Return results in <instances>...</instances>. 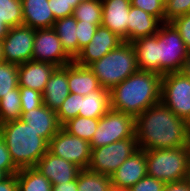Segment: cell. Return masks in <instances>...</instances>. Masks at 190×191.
Instances as JSON below:
<instances>
[{
    "mask_svg": "<svg viewBox=\"0 0 190 191\" xmlns=\"http://www.w3.org/2000/svg\"><path fill=\"white\" fill-rule=\"evenodd\" d=\"M135 137L142 150L190 146V125L160 101L135 117Z\"/></svg>",
    "mask_w": 190,
    "mask_h": 191,
    "instance_id": "cell-1",
    "label": "cell"
},
{
    "mask_svg": "<svg viewBox=\"0 0 190 191\" xmlns=\"http://www.w3.org/2000/svg\"><path fill=\"white\" fill-rule=\"evenodd\" d=\"M162 76L138 70L110 90V108L134 117L159 103Z\"/></svg>",
    "mask_w": 190,
    "mask_h": 191,
    "instance_id": "cell-2",
    "label": "cell"
},
{
    "mask_svg": "<svg viewBox=\"0 0 190 191\" xmlns=\"http://www.w3.org/2000/svg\"><path fill=\"white\" fill-rule=\"evenodd\" d=\"M0 135L19 170L34 167L48 151L49 143L21 119L1 124Z\"/></svg>",
    "mask_w": 190,
    "mask_h": 191,
    "instance_id": "cell-3",
    "label": "cell"
},
{
    "mask_svg": "<svg viewBox=\"0 0 190 191\" xmlns=\"http://www.w3.org/2000/svg\"><path fill=\"white\" fill-rule=\"evenodd\" d=\"M88 67L109 91L139 70L134 46L125 41Z\"/></svg>",
    "mask_w": 190,
    "mask_h": 191,
    "instance_id": "cell-4",
    "label": "cell"
},
{
    "mask_svg": "<svg viewBox=\"0 0 190 191\" xmlns=\"http://www.w3.org/2000/svg\"><path fill=\"white\" fill-rule=\"evenodd\" d=\"M147 175L165 183L185 179L190 146L145 150Z\"/></svg>",
    "mask_w": 190,
    "mask_h": 191,
    "instance_id": "cell-5",
    "label": "cell"
},
{
    "mask_svg": "<svg viewBox=\"0 0 190 191\" xmlns=\"http://www.w3.org/2000/svg\"><path fill=\"white\" fill-rule=\"evenodd\" d=\"M157 34L158 74L181 72L189 51L175 27L163 23Z\"/></svg>",
    "mask_w": 190,
    "mask_h": 191,
    "instance_id": "cell-6",
    "label": "cell"
},
{
    "mask_svg": "<svg viewBox=\"0 0 190 191\" xmlns=\"http://www.w3.org/2000/svg\"><path fill=\"white\" fill-rule=\"evenodd\" d=\"M137 150L136 137L91 148V159L87 169L95 173L111 176Z\"/></svg>",
    "mask_w": 190,
    "mask_h": 191,
    "instance_id": "cell-7",
    "label": "cell"
},
{
    "mask_svg": "<svg viewBox=\"0 0 190 191\" xmlns=\"http://www.w3.org/2000/svg\"><path fill=\"white\" fill-rule=\"evenodd\" d=\"M160 101L190 125V77L182 71L162 75Z\"/></svg>",
    "mask_w": 190,
    "mask_h": 191,
    "instance_id": "cell-8",
    "label": "cell"
},
{
    "mask_svg": "<svg viewBox=\"0 0 190 191\" xmlns=\"http://www.w3.org/2000/svg\"><path fill=\"white\" fill-rule=\"evenodd\" d=\"M131 137H135V117L110 109L99 118L97 130L89 143L91 148H97Z\"/></svg>",
    "mask_w": 190,
    "mask_h": 191,
    "instance_id": "cell-9",
    "label": "cell"
},
{
    "mask_svg": "<svg viewBox=\"0 0 190 191\" xmlns=\"http://www.w3.org/2000/svg\"><path fill=\"white\" fill-rule=\"evenodd\" d=\"M48 150L52 154L76 164L81 169H87L90 163V143L69 134L62 127L49 141Z\"/></svg>",
    "mask_w": 190,
    "mask_h": 191,
    "instance_id": "cell-10",
    "label": "cell"
},
{
    "mask_svg": "<svg viewBox=\"0 0 190 191\" xmlns=\"http://www.w3.org/2000/svg\"><path fill=\"white\" fill-rule=\"evenodd\" d=\"M35 29L19 25L8 29L1 41L5 62L23 64L32 60Z\"/></svg>",
    "mask_w": 190,
    "mask_h": 191,
    "instance_id": "cell-11",
    "label": "cell"
},
{
    "mask_svg": "<svg viewBox=\"0 0 190 191\" xmlns=\"http://www.w3.org/2000/svg\"><path fill=\"white\" fill-rule=\"evenodd\" d=\"M32 60L48 62L56 67H63L73 62L63 49L53 28L35 30Z\"/></svg>",
    "mask_w": 190,
    "mask_h": 191,
    "instance_id": "cell-12",
    "label": "cell"
},
{
    "mask_svg": "<svg viewBox=\"0 0 190 191\" xmlns=\"http://www.w3.org/2000/svg\"><path fill=\"white\" fill-rule=\"evenodd\" d=\"M123 42V39L109 28L98 26L90 43L81 49L73 61L77 65L88 67L111 50L116 49Z\"/></svg>",
    "mask_w": 190,
    "mask_h": 191,
    "instance_id": "cell-13",
    "label": "cell"
},
{
    "mask_svg": "<svg viewBox=\"0 0 190 191\" xmlns=\"http://www.w3.org/2000/svg\"><path fill=\"white\" fill-rule=\"evenodd\" d=\"M52 185L77 179L82 170L76 164L52 154L49 150L34 166Z\"/></svg>",
    "mask_w": 190,
    "mask_h": 191,
    "instance_id": "cell-14",
    "label": "cell"
},
{
    "mask_svg": "<svg viewBox=\"0 0 190 191\" xmlns=\"http://www.w3.org/2000/svg\"><path fill=\"white\" fill-rule=\"evenodd\" d=\"M146 167L145 150L138 149L111 174L113 188L128 190L147 175Z\"/></svg>",
    "mask_w": 190,
    "mask_h": 191,
    "instance_id": "cell-15",
    "label": "cell"
},
{
    "mask_svg": "<svg viewBox=\"0 0 190 191\" xmlns=\"http://www.w3.org/2000/svg\"><path fill=\"white\" fill-rule=\"evenodd\" d=\"M101 26L109 28L123 41L127 42V25L130 11V0H101Z\"/></svg>",
    "mask_w": 190,
    "mask_h": 191,
    "instance_id": "cell-16",
    "label": "cell"
},
{
    "mask_svg": "<svg viewBox=\"0 0 190 191\" xmlns=\"http://www.w3.org/2000/svg\"><path fill=\"white\" fill-rule=\"evenodd\" d=\"M57 67L48 62L30 60L18 65V86L44 92L46 83Z\"/></svg>",
    "mask_w": 190,
    "mask_h": 191,
    "instance_id": "cell-17",
    "label": "cell"
},
{
    "mask_svg": "<svg viewBox=\"0 0 190 191\" xmlns=\"http://www.w3.org/2000/svg\"><path fill=\"white\" fill-rule=\"evenodd\" d=\"M20 119L29 124L48 143L61 128L56 112L44 104L27 112H21Z\"/></svg>",
    "mask_w": 190,
    "mask_h": 191,
    "instance_id": "cell-18",
    "label": "cell"
},
{
    "mask_svg": "<svg viewBox=\"0 0 190 191\" xmlns=\"http://www.w3.org/2000/svg\"><path fill=\"white\" fill-rule=\"evenodd\" d=\"M69 94L67 64L63 67H57L51 74L42 93L43 104L57 112Z\"/></svg>",
    "mask_w": 190,
    "mask_h": 191,
    "instance_id": "cell-19",
    "label": "cell"
},
{
    "mask_svg": "<svg viewBox=\"0 0 190 191\" xmlns=\"http://www.w3.org/2000/svg\"><path fill=\"white\" fill-rule=\"evenodd\" d=\"M162 24L157 17L131 5L127 25V42L132 43L141 37L155 35Z\"/></svg>",
    "mask_w": 190,
    "mask_h": 191,
    "instance_id": "cell-20",
    "label": "cell"
},
{
    "mask_svg": "<svg viewBox=\"0 0 190 191\" xmlns=\"http://www.w3.org/2000/svg\"><path fill=\"white\" fill-rule=\"evenodd\" d=\"M49 0H21L23 11V25L32 29L52 28L53 13L49 7Z\"/></svg>",
    "mask_w": 190,
    "mask_h": 191,
    "instance_id": "cell-21",
    "label": "cell"
},
{
    "mask_svg": "<svg viewBox=\"0 0 190 191\" xmlns=\"http://www.w3.org/2000/svg\"><path fill=\"white\" fill-rule=\"evenodd\" d=\"M68 85L70 93L81 96L102 87L89 67L77 65L74 61L68 64Z\"/></svg>",
    "mask_w": 190,
    "mask_h": 191,
    "instance_id": "cell-22",
    "label": "cell"
},
{
    "mask_svg": "<svg viewBox=\"0 0 190 191\" xmlns=\"http://www.w3.org/2000/svg\"><path fill=\"white\" fill-rule=\"evenodd\" d=\"M136 51L138 69L158 73L157 34L132 42Z\"/></svg>",
    "mask_w": 190,
    "mask_h": 191,
    "instance_id": "cell-23",
    "label": "cell"
},
{
    "mask_svg": "<svg viewBox=\"0 0 190 191\" xmlns=\"http://www.w3.org/2000/svg\"><path fill=\"white\" fill-rule=\"evenodd\" d=\"M110 109V91L101 87L83 96L78 116L99 119Z\"/></svg>",
    "mask_w": 190,
    "mask_h": 191,
    "instance_id": "cell-24",
    "label": "cell"
},
{
    "mask_svg": "<svg viewBox=\"0 0 190 191\" xmlns=\"http://www.w3.org/2000/svg\"><path fill=\"white\" fill-rule=\"evenodd\" d=\"M65 52L74 60L78 55L77 20L72 16L57 19L52 27Z\"/></svg>",
    "mask_w": 190,
    "mask_h": 191,
    "instance_id": "cell-25",
    "label": "cell"
},
{
    "mask_svg": "<svg viewBox=\"0 0 190 191\" xmlns=\"http://www.w3.org/2000/svg\"><path fill=\"white\" fill-rule=\"evenodd\" d=\"M16 174L18 191H52V183L35 167L20 169Z\"/></svg>",
    "mask_w": 190,
    "mask_h": 191,
    "instance_id": "cell-26",
    "label": "cell"
},
{
    "mask_svg": "<svg viewBox=\"0 0 190 191\" xmlns=\"http://www.w3.org/2000/svg\"><path fill=\"white\" fill-rule=\"evenodd\" d=\"M78 191H111L110 176L82 169L77 177Z\"/></svg>",
    "mask_w": 190,
    "mask_h": 191,
    "instance_id": "cell-27",
    "label": "cell"
},
{
    "mask_svg": "<svg viewBox=\"0 0 190 191\" xmlns=\"http://www.w3.org/2000/svg\"><path fill=\"white\" fill-rule=\"evenodd\" d=\"M98 123L99 119L77 116L65 122L61 127L69 134L90 142Z\"/></svg>",
    "mask_w": 190,
    "mask_h": 191,
    "instance_id": "cell-28",
    "label": "cell"
},
{
    "mask_svg": "<svg viewBox=\"0 0 190 191\" xmlns=\"http://www.w3.org/2000/svg\"><path fill=\"white\" fill-rule=\"evenodd\" d=\"M19 86L0 99V125L21 118Z\"/></svg>",
    "mask_w": 190,
    "mask_h": 191,
    "instance_id": "cell-29",
    "label": "cell"
},
{
    "mask_svg": "<svg viewBox=\"0 0 190 191\" xmlns=\"http://www.w3.org/2000/svg\"><path fill=\"white\" fill-rule=\"evenodd\" d=\"M73 17L77 21L86 23L101 24L102 22V1L92 0L81 2L74 10Z\"/></svg>",
    "mask_w": 190,
    "mask_h": 191,
    "instance_id": "cell-30",
    "label": "cell"
},
{
    "mask_svg": "<svg viewBox=\"0 0 190 191\" xmlns=\"http://www.w3.org/2000/svg\"><path fill=\"white\" fill-rule=\"evenodd\" d=\"M0 19L9 28L23 25L21 0H0Z\"/></svg>",
    "mask_w": 190,
    "mask_h": 191,
    "instance_id": "cell-31",
    "label": "cell"
},
{
    "mask_svg": "<svg viewBox=\"0 0 190 191\" xmlns=\"http://www.w3.org/2000/svg\"><path fill=\"white\" fill-rule=\"evenodd\" d=\"M18 87V65L9 62L0 63V99Z\"/></svg>",
    "mask_w": 190,
    "mask_h": 191,
    "instance_id": "cell-32",
    "label": "cell"
},
{
    "mask_svg": "<svg viewBox=\"0 0 190 191\" xmlns=\"http://www.w3.org/2000/svg\"><path fill=\"white\" fill-rule=\"evenodd\" d=\"M81 99H83V96L80 94L70 93L62 103V106L56 112L58 122L61 126L68 120L78 116Z\"/></svg>",
    "mask_w": 190,
    "mask_h": 191,
    "instance_id": "cell-33",
    "label": "cell"
},
{
    "mask_svg": "<svg viewBox=\"0 0 190 191\" xmlns=\"http://www.w3.org/2000/svg\"><path fill=\"white\" fill-rule=\"evenodd\" d=\"M190 13V0H167L164 5V23Z\"/></svg>",
    "mask_w": 190,
    "mask_h": 191,
    "instance_id": "cell-34",
    "label": "cell"
},
{
    "mask_svg": "<svg viewBox=\"0 0 190 191\" xmlns=\"http://www.w3.org/2000/svg\"><path fill=\"white\" fill-rule=\"evenodd\" d=\"M19 90L22 112H27L43 105V96L41 92L22 86H19Z\"/></svg>",
    "mask_w": 190,
    "mask_h": 191,
    "instance_id": "cell-35",
    "label": "cell"
},
{
    "mask_svg": "<svg viewBox=\"0 0 190 191\" xmlns=\"http://www.w3.org/2000/svg\"><path fill=\"white\" fill-rule=\"evenodd\" d=\"M166 2L167 0H130L132 6L157 17L162 23H164V5Z\"/></svg>",
    "mask_w": 190,
    "mask_h": 191,
    "instance_id": "cell-36",
    "label": "cell"
},
{
    "mask_svg": "<svg viewBox=\"0 0 190 191\" xmlns=\"http://www.w3.org/2000/svg\"><path fill=\"white\" fill-rule=\"evenodd\" d=\"M98 26L101 24L86 23L84 21H77V35L78 38V54L81 49L88 45L92 40Z\"/></svg>",
    "mask_w": 190,
    "mask_h": 191,
    "instance_id": "cell-37",
    "label": "cell"
},
{
    "mask_svg": "<svg viewBox=\"0 0 190 191\" xmlns=\"http://www.w3.org/2000/svg\"><path fill=\"white\" fill-rule=\"evenodd\" d=\"M0 170L7 175L16 174L19 169L14 165L11 155L3 138L0 135Z\"/></svg>",
    "mask_w": 190,
    "mask_h": 191,
    "instance_id": "cell-38",
    "label": "cell"
},
{
    "mask_svg": "<svg viewBox=\"0 0 190 191\" xmlns=\"http://www.w3.org/2000/svg\"><path fill=\"white\" fill-rule=\"evenodd\" d=\"M165 184L161 180L146 175L129 188L128 191H163Z\"/></svg>",
    "mask_w": 190,
    "mask_h": 191,
    "instance_id": "cell-39",
    "label": "cell"
},
{
    "mask_svg": "<svg viewBox=\"0 0 190 191\" xmlns=\"http://www.w3.org/2000/svg\"><path fill=\"white\" fill-rule=\"evenodd\" d=\"M181 35L187 50L190 52V13L170 22Z\"/></svg>",
    "mask_w": 190,
    "mask_h": 191,
    "instance_id": "cell-40",
    "label": "cell"
},
{
    "mask_svg": "<svg viewBox=\"0 0 190 191\" xmlns=\"http://www.w3.org/2000/svg\"><path fill=\"white\" fill-rule=\"evenodd\" d=\"M48 3L55 20L73 15L74 8L63 0H49Z\"/></svg>",
    "mask_w": 190,
    "mask_h": 191,
    "instance_id": "cell-41",
    "label": "cell"
},
{
    "mask_svg": "<svg viewBox=\"0 0 190 191\" xmlns=\"http://www.w3.org/2000/svg\"><path fill=\"white\" fill-rule=\"evenodd\" d=\"M0 191H18L17 174L8 175L0 181Z\"/></svg>",
    "mask_w": 190,
    "mask_h": 191,
    "instance_id": "cell-42",
    "label": "cell"
},
{
    "mask_svg": "<svg viewBox=\"0 0 190 191\" xmlns=\"http://www.w3.org/2000/svg\"><path fill=\"white\" fill-rule=\"evenodd\" d=\"M163 191H190V185L185 181H176L166 183Z\"/></svg>",
    "mask_w": 190,
    "mask_h": 191,
    "instance_id": "cell-43",
    "label": "cell"
},
{
    "mask_svg": "<svg viewBox=\"0 0 190 191\" xmlns=\"http://www.w3.org/2000/svg\"><path fill=\"white\" fill-rule=\"evenodd\" d=\"M52 191H78L77 179L62 184L52 185Z\"/></svg>",
    "mask_w": 190,
    "mask_h": 191,
    "instance_id": "cell-44",
    "label": "cell"
},
{
    "mask_svg": "<svg viewBox=\"0 0 190 191\" xmlns=\"http://www.w3.org/2000/svg\"><path fill=\"white\" fill-rule=\"evenodd\" d=\"M8 29L9 27L2 22V19H0V41H2L5 38Z\"/></svg>",
    "mask_w": 190,
    "mask_h": 191,
    "instance_id": "cell-45",
    "label": "cell"
},
{
    "mask_svg": "<svg viewBox=\"0 0 190 191\" xmlns=\"http://www.w3.org/2000/svg\"><path fill=\"white\" fill-rule=\"evenodd\" d=\"M182 72L190 77V53L188 55V58L185 60Z\"/></svg>",
    "mask_w": 190,
    "mask_h": 191,
    "instance_id": "cell-46",
    "label": "cell"
},
{
    "mask_svg": "<svg viewBox=\"0 0 190 191\" xmlns=\"http://www.w3.org/2000/svg\"><path fill=\"white\" fill-rule=\"evenodd\" d=\"M68 3L72 8H76L81 2L79 0H63Z\"/></svg>",
    "mask_w": 190,
    "mask_h": 191,
    "instance_id": "cell-47",
    "label": "cell"
},
{
    "mask_svg": "<svg viewBox=\"0 0 190 191\" xmlns=\"http://www.w3.org/2000/svg\"><path fill=\"white\" fill-rule=\"evenodd\" d=\"M184 180L190 185V159H189V162L187 164V171H186V175H185Z\"/></svg>",
    "mask_w": 190,
    "mask_h": 191,
    "instance_id": "cell-48",
    "label": "cell"
},
{
    "mask_svg": "<svg viewBox=\"0 0 190 191\" xmlns=\"http://www.w3.org/2000/svg\"><path fill=\"white\" fill-rule=\"evenodd\" d=\"M5 62L4 56H3V49H2V42L0 41V63Z\"/></svg>",
    "mask_w": 190,
    "mask_h": 191,
    "instance_id": "cell-49",
    "label": "cell"
},
{
    "mask_svg": "<svg viewBox=\"0 0 190 191\" xmlns=\"http://www.w3.org/2000/svg\"><path fill=\"white\" fill-rule=\"evenodd\" d=\"M7 176H8V175H7L5 172H3V171L0 170V181H2L3 179H5Z\"/></svg>",
    "mask_w": 190,
    "mask_h": 191,
    "instance_id": "cell-50",
    "label": "cell"
},
{
    "mask_svg": "<svg viewBox=\"0 0 190 191\" xmlns=\"http://www.w3.org/2000/svg\"><path fill=\"white\" fill-rule=\"evenodd\" d=\"M111 191H128V190H120V189H112Z\"/></svg>",
    "mask_w": 190,
    "mask_h": 191,
    "instance_id": "cell-51",
    "label": "cell"
},
{
    "mask_svg": "<svg viewBox=\"0 0 190 191\" xmlns=\"http://www.w3.org/2000/svg\"><path fill=\"white\" fill-rule=\"evenodd\" d=\"M80 2H85V1H92V0H79Z\"/></svg>",
    "mask_w": 190,
    "mask_h": 191,
    "instance_id": "cell-52",
    "label": "cell"
}]
</instances>
